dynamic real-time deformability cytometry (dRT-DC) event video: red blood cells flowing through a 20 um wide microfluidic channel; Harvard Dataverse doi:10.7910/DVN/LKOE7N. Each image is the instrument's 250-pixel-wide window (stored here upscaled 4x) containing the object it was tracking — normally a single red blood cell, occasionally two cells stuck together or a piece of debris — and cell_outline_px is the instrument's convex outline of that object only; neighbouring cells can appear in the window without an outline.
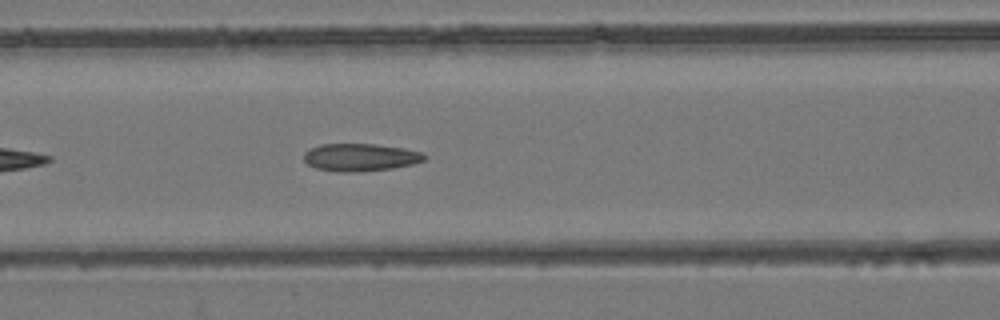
{"species": "common noctule bat (a hibernating species)", "species_latin": "Nyctalus noctula", "temperature_condition": "room temperature", "stored_images_in_passage": 13, "camera_frame_rate_fps": 3000, "um_per_image_px": 0.085, "animal": {"sex": "female", "body_mass_g": 24.6, "forearm_length_mm": 56.2}, "frame": {"image": 1, "passage_image": 10, "time_ms": 3.0, "image_size_px": [1000, 320], "cell_outline_px": [[428, 156], [424, 160], [412, 164], [392, 168], [348, 172], [344, 172], [316, 168], [308, 164], [304, 160], [304, 152], [320, 144], [372, 144], [404, 148], [420, 152]], "centroid_in_image_um": [30.62, 13.36], "position_along_channel_um": 136.0, "area_um2": 19.07}}